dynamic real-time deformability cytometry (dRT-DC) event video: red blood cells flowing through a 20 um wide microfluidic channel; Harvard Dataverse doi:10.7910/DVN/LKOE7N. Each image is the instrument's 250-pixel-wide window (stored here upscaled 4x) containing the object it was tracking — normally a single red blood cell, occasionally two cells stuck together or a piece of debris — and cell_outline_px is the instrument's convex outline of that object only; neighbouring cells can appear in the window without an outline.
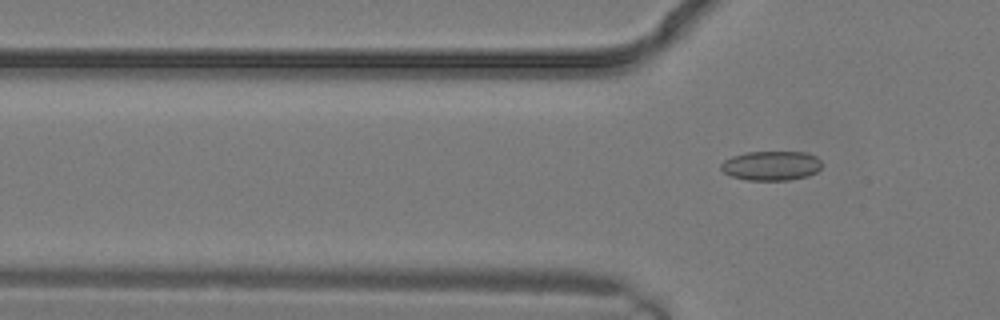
{"species": "common noctule bat (a hibernating species)", "species_latin": "Nyctalus noctula", "temperature_condition": "warm", "stored_images_in_passage": 3, "camera_frame_rate_fps": 3000, "um_per_image_px": 0.085, "animal": {"sex": "male", "body_mass_g": 19.2, "forearm_length_mm": 51.8}, "frame": {"image": 1, "passage_image": 3, "time_ms": 0.667, "image_size_px": [1000, 320], "cell_outline_px": [[824, 164], [816, 172], [808, 176], [788, 180], [748, 180], [732, 176], [724, 172], [720, 168], [720, 164], [724, 160], [732, 156], [748, 152], [804, 152], [816, 156]], "centroid_in_image_um": [65.57, 14.08], "position_along_channel_um": 60.2, "area_um2": 17.34}}